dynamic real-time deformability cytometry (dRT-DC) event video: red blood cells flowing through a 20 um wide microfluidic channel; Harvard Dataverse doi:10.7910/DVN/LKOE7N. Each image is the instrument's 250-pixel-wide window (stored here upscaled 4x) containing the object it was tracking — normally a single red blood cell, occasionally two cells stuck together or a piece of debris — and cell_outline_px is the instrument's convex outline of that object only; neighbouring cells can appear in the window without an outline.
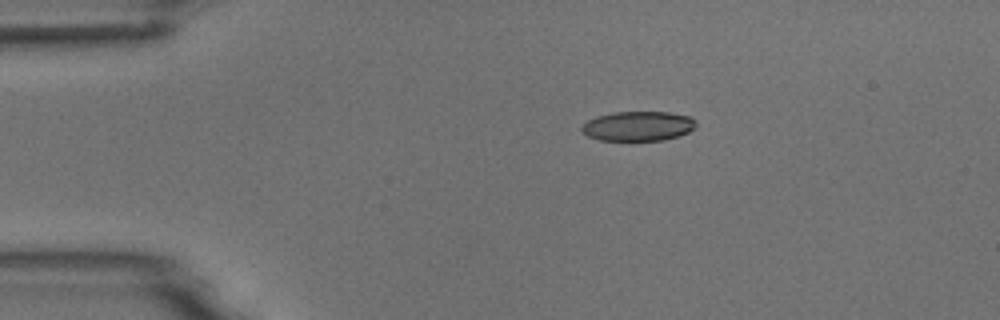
{"species": "common noctule bat (a hibernating species)", "species_latin": "Nyctalus noctula", "temperature_condition": "room temperature", "stored_images_in_passage": 4, "camera_frame_rate_fps": 3000, "um_per_image_px": 0.085, "animal": {"sex": "male", "body_mass_g": 18.8}, "frame": {"image": 1, "passage_image": 1, "time_ms": 0.0, "image_size_px": [1000, 320], "cell_outline_px": [[696, 124], [688, 132], [680, 136], [664, 140], [600, 140], [588, 136], [580, 132], [580, 128], [588, 120], [596, 116], [612, 112], [668, 112], [692, 116], [696, 120]], "centroid_in_image_um": [54.23, 10.71], "position_along_channel_um": 30.8, "area_um2": 19.88}}
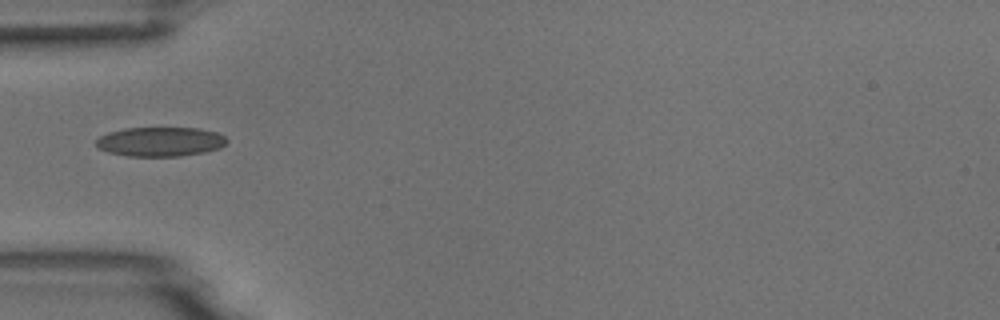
{"frame": {"image": 2, "passage_image": 3, "time_ms": 2.333, "image_size_px": [1000, 320], "cell_outline_px": [[228, 140], [220, 148], [204, 152], [180, 156], [128, 156], [108, 152], [96, 148], [96, 140], [100, 136], [108, 132], [124, 128], [200, 128], [220, 132]], "centroid_in_image_um": [13.62, 12.04], "position_along_channel_um": 71.4, "area_um2": 22.54}}